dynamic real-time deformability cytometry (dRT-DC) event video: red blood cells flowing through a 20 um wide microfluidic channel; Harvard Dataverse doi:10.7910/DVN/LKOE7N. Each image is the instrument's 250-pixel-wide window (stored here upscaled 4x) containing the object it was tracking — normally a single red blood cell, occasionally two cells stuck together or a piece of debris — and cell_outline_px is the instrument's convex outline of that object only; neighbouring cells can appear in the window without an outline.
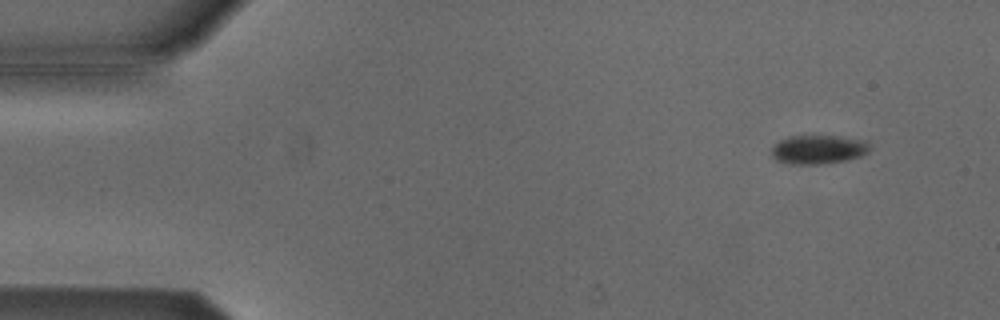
{"species": "Egyptian fruit bat (a non-hibernating species)", "species_latin": "Rousettus aegyptiacus", "temperature_condition": "cold", "stored_images_in_passage": 54, "camera_frame_rate_fps": 3000, "um_per_image_px": 0.085, "animal": {"sex": "male"}, "frame": {"image": 1, "passage_image": 5, "time_ms": 1.333, "image_size_px": [1000, 320], "cell_outline_px": [[872, 148], [864, 156], [848, 160], [824, 164], [792, 164], [776, 160], [772, 156], [772, 148], [780, 140], [788, 136], [840, 136], [864, 140]], "centroid_in_image_um": [69.6, 12.71], "position_along_channel_um": 15.4, "area_um2": 16.7}}
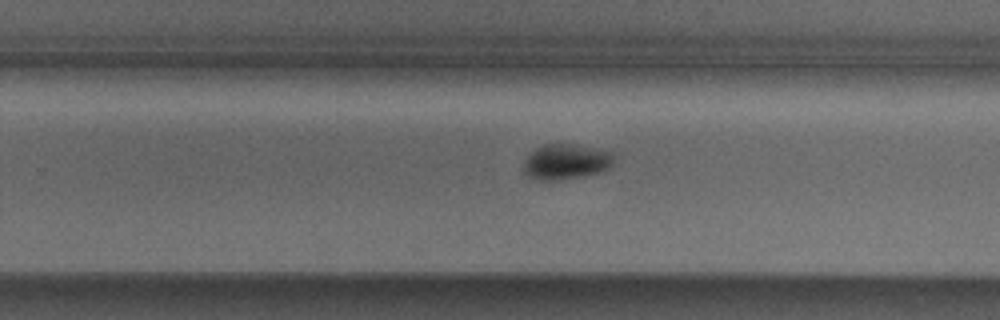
{"frame": {"image": 2, "passage_image": 34, "time_ms": 11.0, "image_size_px": [1000, 320], "cell_outline_px": [[616, 156], [612, 164], [608, 168], [600, 172], [580, 176], [552, 180], [540, 180], [528, 176], [524, 172], [524, 160], [536, 148], [544, 144], [572, 144], [616, 152]], "centroid_in_image_um": [48.15, 13.73], "position_along_channel_um": 281.7, "area_um2": 18.5}}
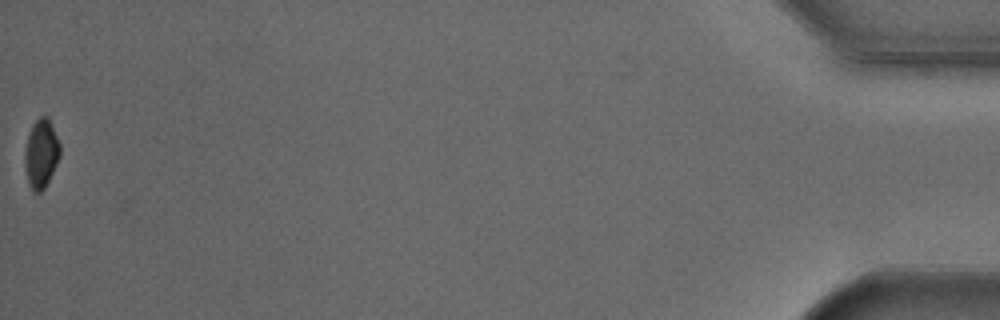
{"frame": {"image": 3, "passage_image": 54, "time_ms": 17.667, "image_size_px": [1000, 320], "cell_outline_px": [[60, 156], [44, 188], [40, 192], [32, 192], [28, 180], [24, 164], [24, 152], [28, 136], [32, 124], [40, 116], [48, 116], [60, 144]], "centroid_in_image_um": [3.49, 13.03], "position_along_channel_um": 431.7, "area_um2": 13.99}, "authors_computed_cell_mechanics": {"area_um2": 17.2533, "velocity_mm_per_s": 3.8184, "shape_relaxation_time_tau1_ms": 1.9655, "shape_relaxation_time_tau2_ms": null, "deformation_change_tau1": 0.0419, "deformation_change_tau2": null}}